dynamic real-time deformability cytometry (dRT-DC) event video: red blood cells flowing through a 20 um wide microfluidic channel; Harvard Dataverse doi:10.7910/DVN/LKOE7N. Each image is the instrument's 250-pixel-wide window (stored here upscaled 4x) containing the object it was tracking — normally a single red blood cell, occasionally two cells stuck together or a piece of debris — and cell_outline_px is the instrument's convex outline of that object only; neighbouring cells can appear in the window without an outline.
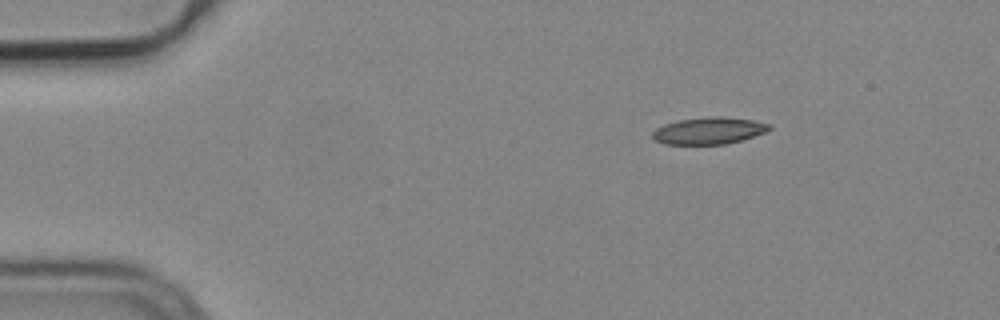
{"species": "common noctule bat (a hibernating species)", "species_latin": "Nyctalus noctula", "temperature_condition": "cold", "stored_images_in_passage": 4, "camera_frame_rate_fps": 3000, "um_per_image_px": 0.085, "animal": {"sex": "male", "body_mass_g": 19.2, "forearm_length_mm": 51.8}, "frame": {"image": 1, "passage_image": 1, "time_ms": 0.0, "image_size_px": [1000, 320], "cell_outline_px": [[772, 128], [764, 132], [728, 144], [664, 144], [656, 140], [652, 136], [652, 132], [656, 128], [664, 124], [680, 120], [708, 116], [720, 116], [752, 120], [772, 124]], "centroid_in_image_um": [60.25, 11.1], "position_along_channel_um": 24.8, "area_um2": 18.21}}
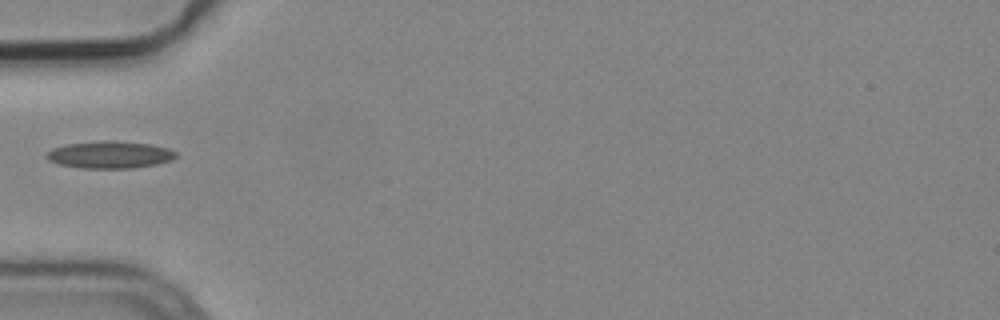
{"frame": {"image": 2, "passage_image": 4, "time_ms": 1.0, "image_size_px": [1000, 320], "cell_outline_px": [[176, 156], [172, 160], [156, 164], [132, 168], [80, 168], [60, 164], [48, 160], [44, 156], [52, 148], [68, 144], [100, 140], [116, 140], [152, 144], [168, 148], [176, 152]], "centroid_in_image_um": [9.34, 13.14], "position_along_channel_um": 75.7, "area_um2": 20.63}}